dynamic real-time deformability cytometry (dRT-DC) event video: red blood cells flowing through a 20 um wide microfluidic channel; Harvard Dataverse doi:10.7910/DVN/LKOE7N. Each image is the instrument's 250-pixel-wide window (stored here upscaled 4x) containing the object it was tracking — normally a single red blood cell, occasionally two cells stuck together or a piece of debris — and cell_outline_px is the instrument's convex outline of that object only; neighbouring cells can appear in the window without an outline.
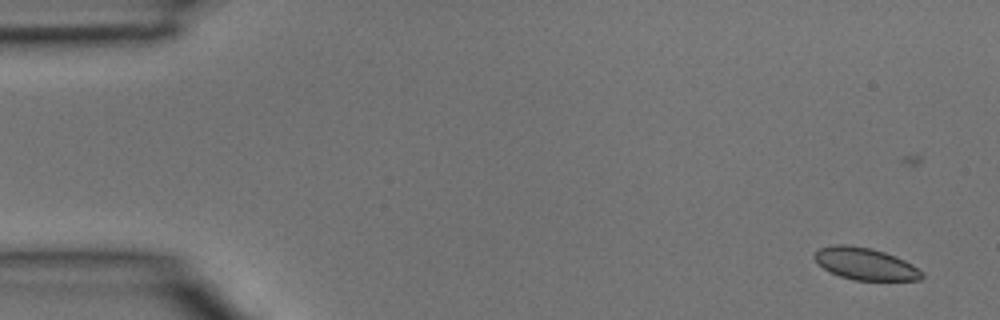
{"species": "common noctule bat (a hibernating species)", "species_latin": "Nyctalus noctula", "temperature_condition": "room temperature", "stored_images_in_passage": 5, "camera_frame_rate_fps": 3000, "um_per_image_px": 0.085, "animal": {"sex": "male", "body_mass_g": 15.6}, "frame": {"image": 1, "passage_image": 1, "time_ms": 0.0, "image_size_px": [1000, 320], "cell_outline_px": [[924, 276], [920, 280], [852, 280], [840, 276], [824, 268], [812, 256], [820, 248], [832, 244], [848, 244], [872, 248], [896, 256], [912, 264], [924, 272]], "centroid_in_image_um": [73.57, 22.42], "position_along_channel_um": 11.4, "area_um2": 20.11}}
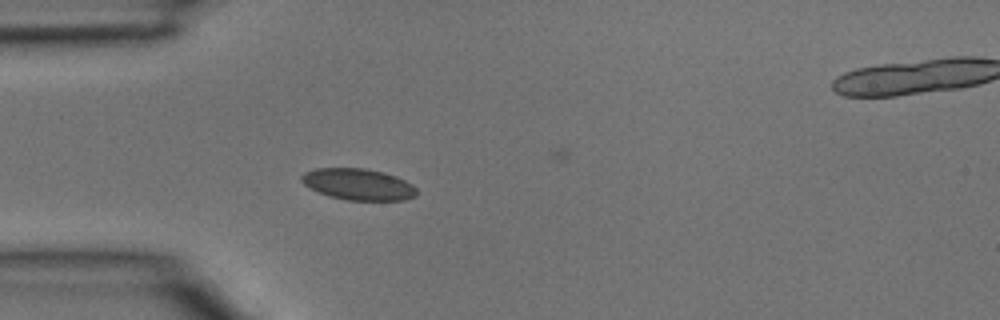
{"frame": {"image": 2, "passage_image": 4, "time_ms": 1.0, "image_size_px": [1000, 320], "cell_outline_px": [[416, 196], [404, 200], [348, 200], [328, 196], [304, 184], [300, 180], [300, 176], [304, 172], [316, 168], [364, 168], [384, 172], [396, 176], [412, 184], [416, 188]], "centroid_in_image_um": [30.45, 15.66], "position_along_channel_um": 54.5, "area_um2": 21.04}}